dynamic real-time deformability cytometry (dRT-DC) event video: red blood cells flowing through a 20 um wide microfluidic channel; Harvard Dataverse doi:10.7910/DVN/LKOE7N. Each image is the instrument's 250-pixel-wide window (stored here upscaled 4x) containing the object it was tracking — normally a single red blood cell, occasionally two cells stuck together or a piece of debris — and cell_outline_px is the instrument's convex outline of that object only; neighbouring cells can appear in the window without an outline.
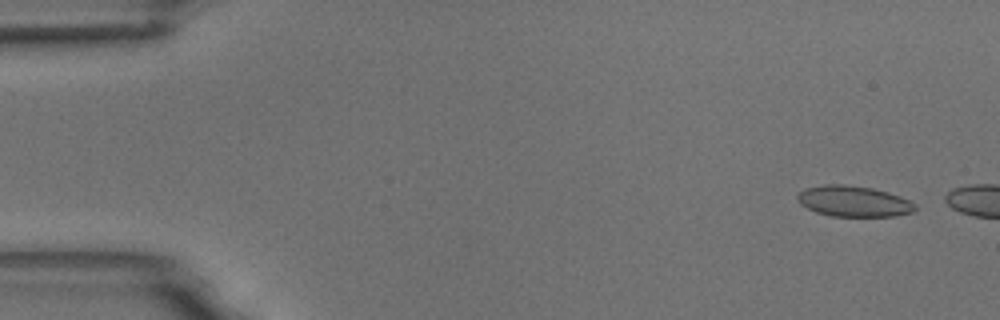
{"species": "common noctule bat (a hibernating species)", "species_latin": "Nyctalus noctula", "temperature_condition": "room temperature", "stored_images_in_passage": 3, "camera_frame_rate_fps": 3000, "um_per_image_px": 0.085, "animal": {"sex": "male", "body_mass_g": 18.8}, "frame": {"image": 1, "passage_image": 1, "time_ms": 0.0, "image_size_px": [1000, 320], "cell_outline_px": [[916, 208], [912, 212], [896, 216], [832, 216], [816, 212], [800, 204], [796, 196], [804, 188], [824, 184], [844, 184], [872, 188], [888, 192], [900, 196], [916, 204]], "centroid_in_image_um": [72.55, 17.1], "position_along_channel_um": 12.5, "area_um2": 21.15}}